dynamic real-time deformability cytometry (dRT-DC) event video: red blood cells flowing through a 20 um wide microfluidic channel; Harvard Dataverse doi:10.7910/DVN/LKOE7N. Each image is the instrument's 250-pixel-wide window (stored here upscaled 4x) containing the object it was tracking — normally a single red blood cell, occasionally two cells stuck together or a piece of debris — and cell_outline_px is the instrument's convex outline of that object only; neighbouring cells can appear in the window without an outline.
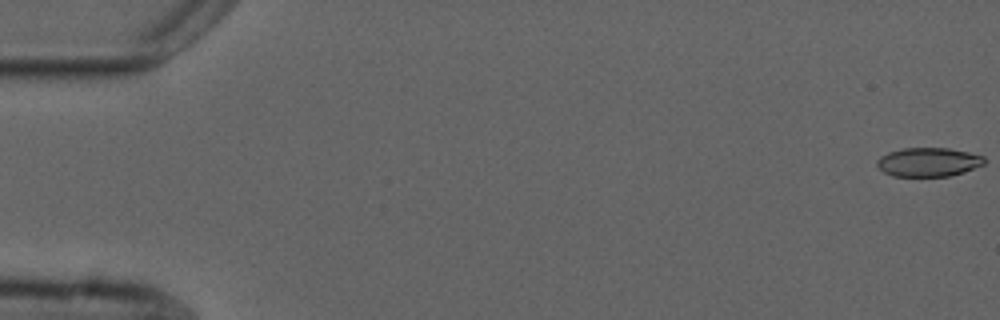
{"species": "common noctule bat (a hibernating species)", "species_latin": "Nyctalus noctula", "temperature_condition": "cold", "stored_images_in_passage": 15, "camera_frame_rate_fps": 3000, "um_per_image_px": 0.085, "animal": {"sex": "male", "forearm_length_mm": 52.5}, "frame": {"image": 1, "passage_image": 1, "time_ms": 0.0, "image_size_px": [1000, 320], "cell_outline_px": [[984, 164], [964, 172], [948, 176], [892, 176], [884, 172], [876, 164], [876, 160], [880, 156], [888, 152], [904, 148], [948, 148], [968, 152], [984, 156]], "centroid_in_image_um": [78.89, 13.77], "position_along_channel_um": 6.1, "area_um2": 18.03}}
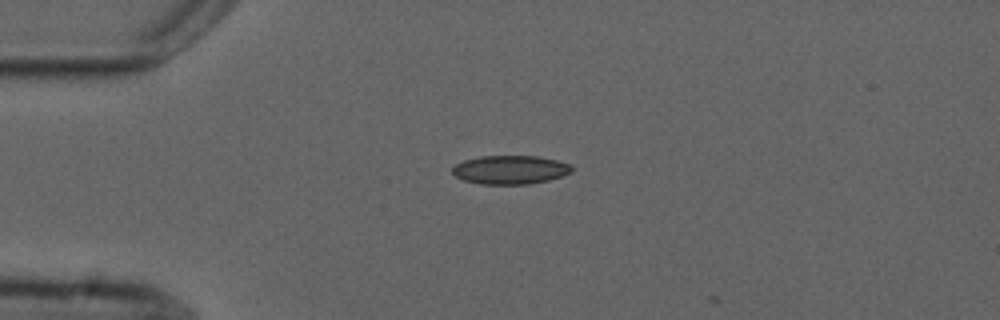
{"frame": {"image": 2, "passage_image": 14, "time_ms": 4.333, "image_size_px": [1000, 320], "cell_outline_px": [[572, 172], [548, 180], [528, 184], [480, 184], [464, 180], [456, 176], [452, 172], [452, 168], [456, 164], [464, 160], [480, 156], [536, 156], [556, 160], [572, 164]], "centroid_in_image_um": [43.37, 14.42], "position_along_channel_um": 41.6, "area_um2": 19.88}}